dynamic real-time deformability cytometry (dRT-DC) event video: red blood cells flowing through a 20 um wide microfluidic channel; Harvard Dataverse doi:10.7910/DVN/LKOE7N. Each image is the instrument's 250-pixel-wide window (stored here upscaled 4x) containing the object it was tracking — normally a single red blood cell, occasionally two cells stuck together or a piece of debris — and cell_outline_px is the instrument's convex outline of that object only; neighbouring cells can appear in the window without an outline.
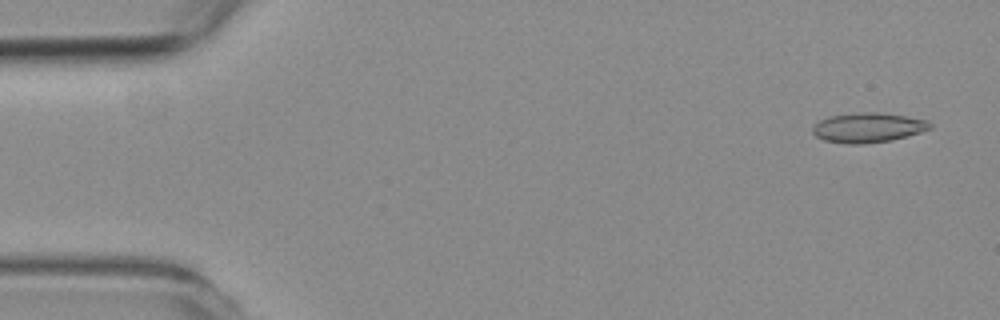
{"species": "common noctule bat (a hibernating species)", "species_latin": "Nyctalus noctula", "temperature_condition": "room temperature", "stored_images_in_passage": 57, "camera_frame_rate_fps": 3000, "um_per_image_px": 0.085, "animal": {"sex": "female", "body_mass_g": 19.3, "forearm_length_mm": 54.1}, "frame": {"image": 1, "passage_image": 2, "time_ms": 0.333, "image_size_px": [1000, 320], "cell_outline_px": [[932, 128], [908, 136], [892, 140], [860, 144], [848, 144], [824, 140], [816, 136], [812, 132], [812, 128], [820, 120], [828, 116], [864, 112], [880, 112], [928, 120], [932, 124]], "centroid_in_image_um": [73.79, 10.85], "position_along_channel_um": 11.2, "area_um2": 20.29}}
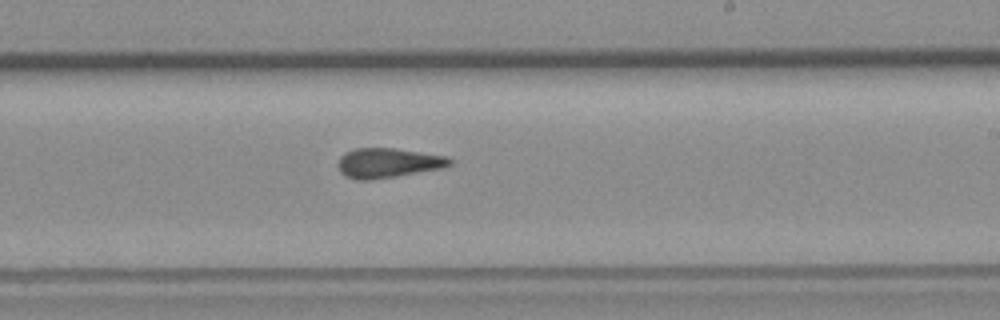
{"frame": {"image": 2, "passage_image": 33, "time_ms": 10.667, "image_size_px": [1000, 320], "cell_outline_px": [[452, 164], [444, 168], [372, 180], [356, 180], [344, 176], [340, 172], [336, 164], [340, 156], [344, 152], [356, 148], [396, 148], [448, 156], [452, 160]], "centroid_in_image_um": [32.96, 13.85], "position_along_channel_um": 256.0, "area_um2": 19.71}}
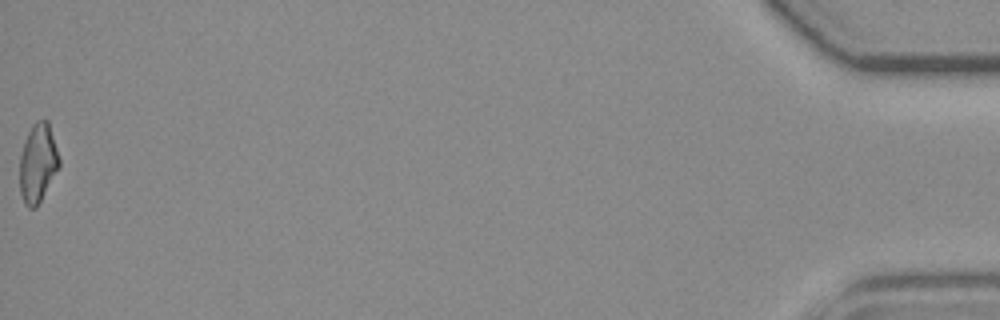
{"frame": {"image": 3, "passage_image": 57, "time_ms": 18.667, "image_size_px": [1000, 320], "cell_outline_px": [[60, 164], [36, 208], [28, 208], [24, 204], [20, 192], [20, 156], [28, 132], [32, 124], [36, 120], [48, 120], [60, 160]], "centroid_in_image_um": [3.2, 13.86], "position_along_channel_um": 432.0, "area_um2": 17.86}, "authors_computed_cell_mechanics": {"area_um2": 19.363, "velocity_mm_per_s": 3.56, "shape_relaxation_time_tau1_ms": null, "shape_relaxation_time_tau2_ms": 2.8927, "deformation_change_tau1": null, "deformation_change_tau2": 0.1175}}